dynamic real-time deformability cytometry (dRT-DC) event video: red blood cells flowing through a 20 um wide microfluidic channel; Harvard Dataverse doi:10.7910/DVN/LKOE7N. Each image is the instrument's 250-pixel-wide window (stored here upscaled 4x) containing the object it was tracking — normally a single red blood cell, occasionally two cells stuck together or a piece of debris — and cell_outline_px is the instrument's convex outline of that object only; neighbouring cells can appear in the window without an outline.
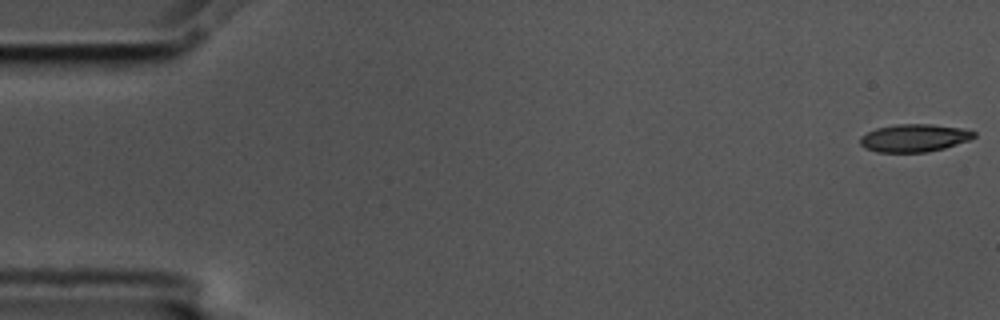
{"species": "common noctule bat (a hibernating species)", "species_latin": "Nyctalus noctula", "temperature_condition": "cold", "stored_images_in_passage": 11, "camera_frame_rate_fps": 3000, "um_per_image_px": 0.085, "animal": {"sex": "male", "body_mass_g": 17.5, "forearm_length_mm": 52.3}, "frame": {"image": 1, "passage_image": 1, "time_ms": 0.0, "image_size_px": [1000, 320], "cell_outline_px": [[976, 136], [968, 140], [944, 148], [928, 152], [876, 152], [864, 148], [860, 144], [860, 136], [876, 128], [896, 124], [932, 124], [964, 128], [976, 132]], "centroid_in_image_um": [77.7, 11.72], "position_along_channel_um": 7.3, "area_um2": 18.5}}